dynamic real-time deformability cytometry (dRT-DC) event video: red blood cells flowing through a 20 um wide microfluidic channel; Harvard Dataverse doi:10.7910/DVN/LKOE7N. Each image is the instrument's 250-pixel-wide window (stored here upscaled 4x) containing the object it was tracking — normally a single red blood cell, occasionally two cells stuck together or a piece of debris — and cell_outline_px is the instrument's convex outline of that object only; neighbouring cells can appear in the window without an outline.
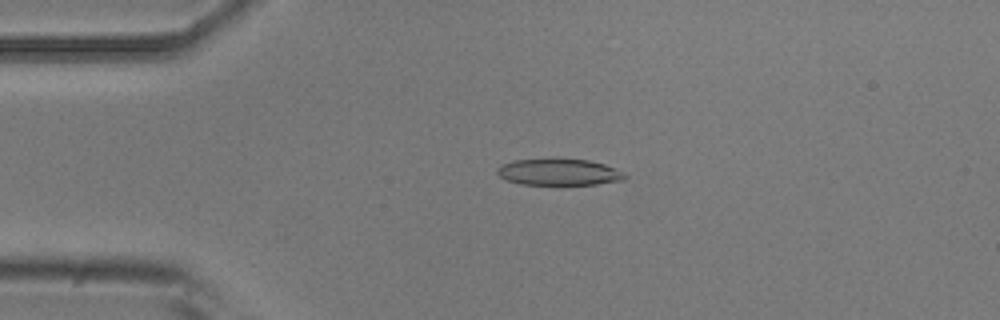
{"species": "common noctule bat (a hibernating species)", "species_latin": "Nyctalus noctula", "temperature_condition": "room temperature", "stored_images_in_passage": 51, "camera_frame_rate_fps": 3000, "um_per_image_px": 0.085, "animal": {"sex": "male", "body_mass_g": 20.5, "forearm_length_mm": 52.5}, "frame": {"image": 1, "passage_image": 11, "time_ms": 3.333, "image_size_px": [1000, 320], "cell_outline_px": [[628, 176], [624, 180], [596, 184], [560, 188], [520, 184], [508, 180], [500, 176], [496, 172], [496, 168], [500, 164], [512, 160], [556, 156], [588, 160], [604, 164], [624, 172]], "centroid_in_image_um": [47.47, 14.64], "position_along_channel_um": 37.5, "area_um2": 21.56}}
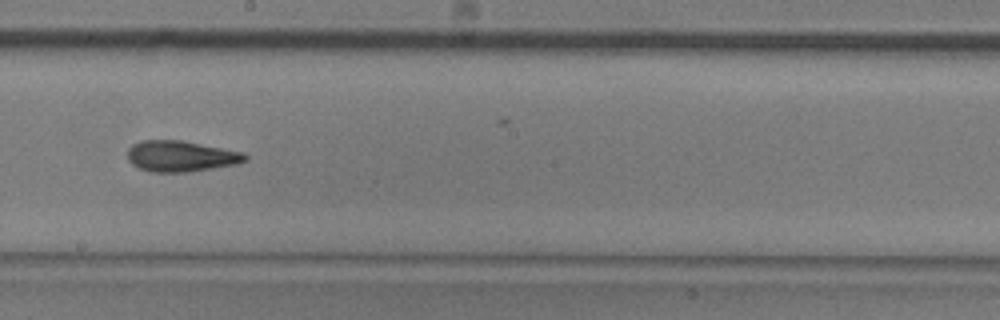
{"frame": {"image": 2, "passage_image": 28, "time_ms": 9.0, "image_size_px": [1000, 320], "cell_outline_px": [[248, 160], [236, 164], [188, 172], [148, 172], [132, 164], [128, 160], [128, 148], [132, 144], [140, 140], [180, 140], [244, 152], [248, 156]], "centroid_in_image_um": [15.36, 13.27], "position_along_channel_um": 232.8, "area_um2": 21.27}}
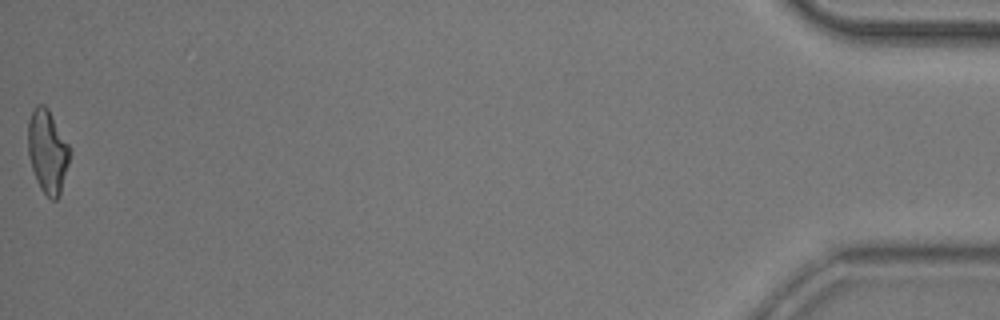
{"frame": {"image": 3, "passage_image": 51, "time_ms": 16.667, "image_size_px": [1000, 320], "cell_outline_px": [[72, 152], [60, 196], [56, 200], [52, 200], [40, 188], [36, 180], [28, 156], [28, 120], [36, 104], [44, 104], [48, 108], [72, 148]], "centroid_in_image_um": [4.07, 12.87], "position_along_channel_um": 431.1, "area_um2": 20.69}, "authors_computed_cell_mechanics": {"area_um2": 20.7502, "velocity_mm_per_s": 3.9135, "shape_relaxation_time_tau1_ms": 6.235, "shape_relaxation_time_tau2_ms": 2.755, "deformation_change_tau1": 0.2111, "deformation_change_tau2": 0.1273}}